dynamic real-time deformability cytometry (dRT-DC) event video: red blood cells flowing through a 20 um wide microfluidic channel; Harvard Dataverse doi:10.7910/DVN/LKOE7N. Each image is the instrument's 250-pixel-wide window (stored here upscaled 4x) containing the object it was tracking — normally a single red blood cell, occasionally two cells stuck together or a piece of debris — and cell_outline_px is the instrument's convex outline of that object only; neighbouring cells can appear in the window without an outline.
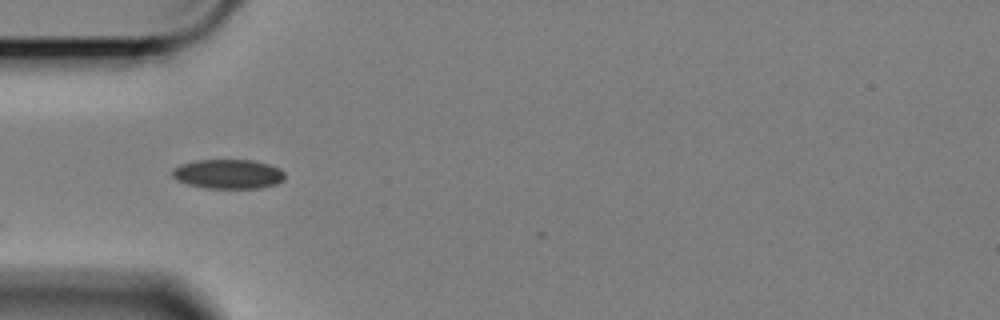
{"species": "Egyptian fruit bat (a non-hibernating species)", "species_latin": "Rousettus aegyptiacus", "temperature_condition": "cold", "stored_images_in_passage": 4, "camera_frame_rate_fps": 3000, "um_per_image_px": 0.085, "animal": {"sex": "female"}, "frame": {"image": 1, "passage_image": 2, "time_ms": 0.333, "image_size_px": [1000, 320], "cell_outline_px": [[284, 180], [276, 184], [260, 188], [204, 188], [188, 184], [176, 180], [172, 176], [172, 168], [180, 164], [196, 160], [252, 160], [268, 164], [280, 168], [284, 172]], "centroid_in_image_um": [19.38, 14.79], "position_along_channel_um": 65.6, "area_um2": 19.42}}